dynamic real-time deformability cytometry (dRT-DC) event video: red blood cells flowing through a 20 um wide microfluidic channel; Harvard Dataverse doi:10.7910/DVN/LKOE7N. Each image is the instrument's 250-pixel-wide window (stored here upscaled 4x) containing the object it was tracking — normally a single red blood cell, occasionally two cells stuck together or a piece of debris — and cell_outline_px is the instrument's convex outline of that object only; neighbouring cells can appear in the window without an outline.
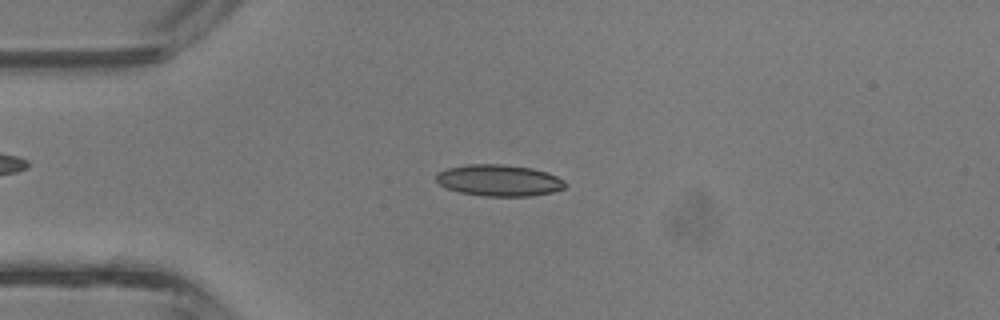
{"species": "common noctule bat (a hibernating species)", "species_latin": "Nyctalus noctula", "temperature_condition": "room temperature", "stored_images_in_passage": 3, "camera_frame_rate_fps": 3000, "um_per_image_px": 0.085, "animal": {"sex": "male", "body_mass_g": 13.3}, "frame": {"image": 1, "passage_image": 1, "time_ms": 0.0, "image_size_px": [1000, 320], "cell_outline_px": [[568, 184], [564, 188], [552, 192], [532, 196], [484, 196], [460, 192], [448, 188], [440, 184], [436, 180], [436, 176], [440, 172], [448, 168], [468, 164], [500, 164], [532, 168], [548, 172], [564, 180]], "centroid_in_image_um": [42.47, 15.33], "position_along_channel_um": 42.5, "area_um2": 23.58}}
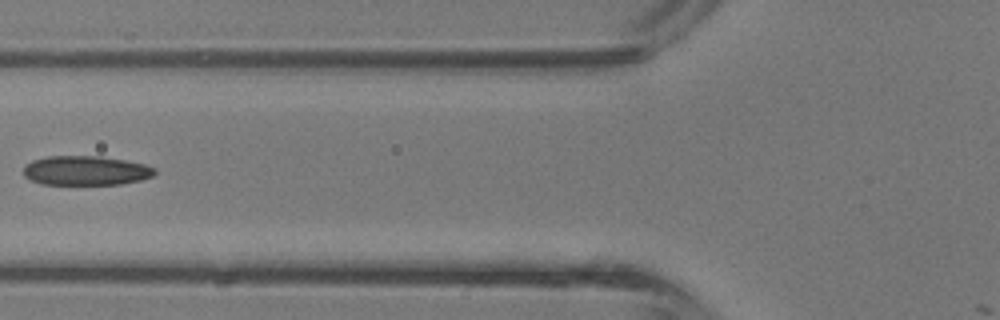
{"frame": {"image": 2, "passage_image": 3, "time_ms": 0.667, "image_size_px": [1000, 320], "cell_outline_px": [[156, 172], [152, 176], [140, 180], [120, 184], [44, 184], [32, 180], [24, 176], [24, 164], [32, 160], [48, 156], [100, 156], [124, 160], [144, 164], [156, 168]], "centroid_in_image_um": [7.29, 14.49], "position_along_channel_um": 118.5, "area_um2": 22.43}}